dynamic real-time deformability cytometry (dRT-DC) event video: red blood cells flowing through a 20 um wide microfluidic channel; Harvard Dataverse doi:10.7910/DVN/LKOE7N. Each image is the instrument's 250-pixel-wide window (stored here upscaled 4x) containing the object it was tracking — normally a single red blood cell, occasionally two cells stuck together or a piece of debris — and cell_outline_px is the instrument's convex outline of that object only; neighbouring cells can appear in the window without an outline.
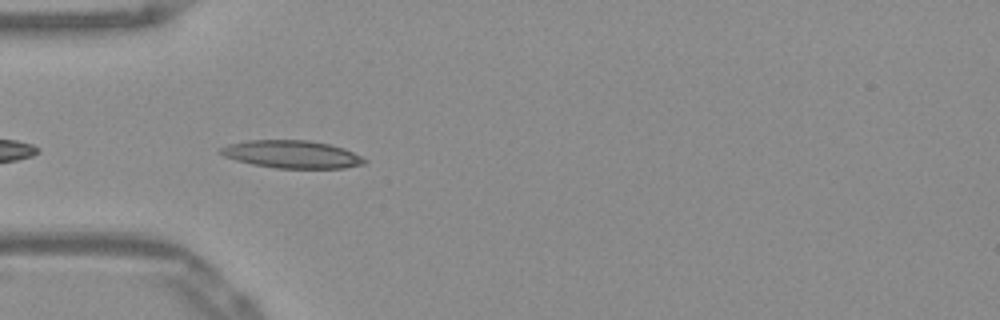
{"species": "Egyptian fruit bat (a non-hibernating species)", "species_latin": "Rousettus aegyptiacus", "temperature_condition": "warm", "stored_images_in_passage": 14, "camera_frame_rate_fps": 3000, "um_per_image_px": 0.085, "frame": {"image": 1, "passage_image": 3, "time_ms": 0.667, "image_size_px": [1000, 320], "cell_outline_px": [[368, 160], [364, 164], [344, 168], [276, 168], [252, 164], [236, 160], [224, 156], [216, 152], [220, 148], [228, 144], [248, 140], [308, 140], [332, 144], [344, 148]], "centroid_in_image_um": [24.79, 13.11], "position_along_channel_um": 60.2, "area_um2": 23.35}}
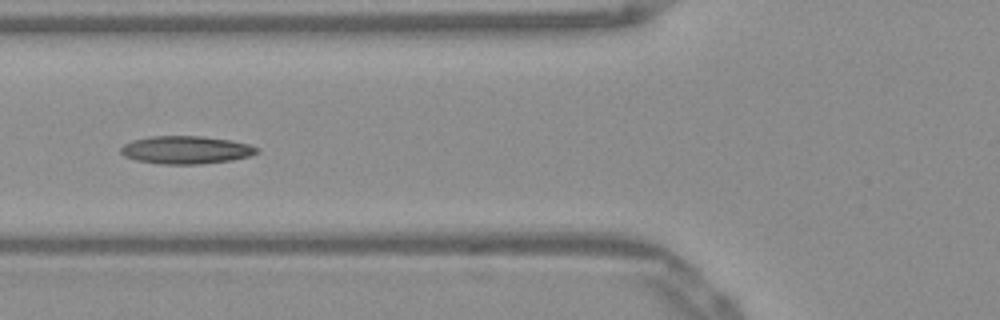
{"frame": {"image": 2, "passage_image": 7, "time_ms": 2.0, "image_size_px": [1000, 320], "cell_outline_px": [[260, 148], [256, 152], [248, 156], [232, 160], [200, 164], [164, 164], [136, 160], [124, 156], [120, 152], [120, 148], [124, 144], [132, 140], [152, 136], [204, 136], [232, 140], [248, 144]], "centroid_in_image_um": [15.8, 12.73], "position_along_channel_um": 110.0, "area_um2": 22.08}}
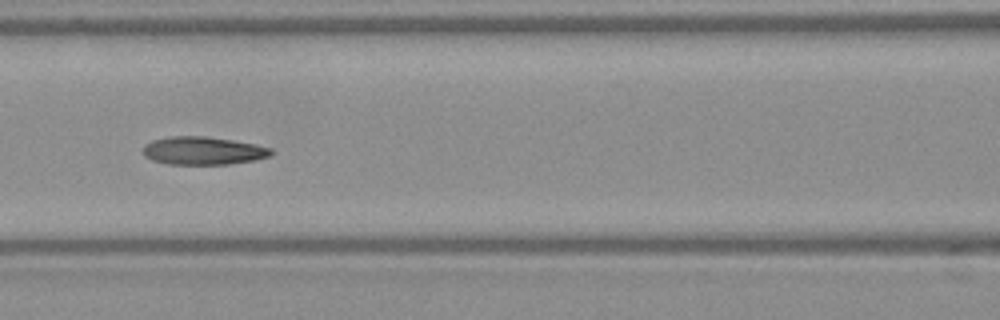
{"frame": {"image": 3, "passage_image": 10, "time_ms": 3.0, "image_size_px": [1000, 320], "cell_outline_px": [[272, 156], [256, 160], [228, 164], [168, 164], [152, 160], [144, 156], [144, 144], [152, 140], [172, 136], [204, 136], [232, 140], [256, 144], [272, 148]], "centroid_in_image_um": [17.29, 12.81], "position_along_channel_um": 149.3, "area_um2": 20.98}}